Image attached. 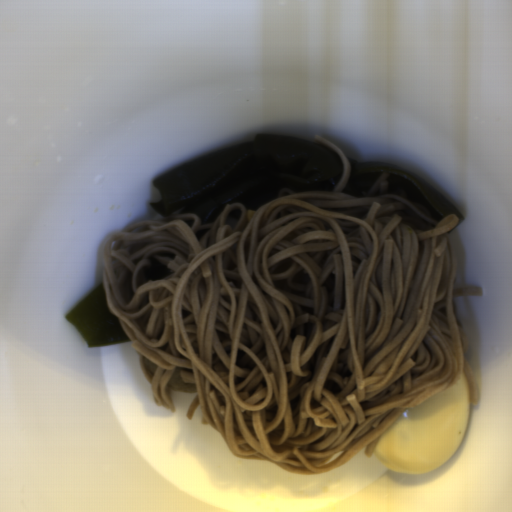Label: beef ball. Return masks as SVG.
I'll list each match as a JSON object with an SVG mask.
<instances>
[{
	"mask_svg": "<svg viewBox=\"0 0 512 512\" xmlns=\"http://www.w3.org/2000/svg\"><path fill=\"white\" fill-rule=\"evenodd\" d=\"M142 358H143L145 369H146L149 377L151 378L156 370L157 365L143 356H142Z\"/></svg>",
	"mask_w": 512,
	"mask_h": 512,
	"instance_id": "2",
	"label": "beef ball"
},
{
	"mask_svg": "<svg viewBox=\"0 0 512 512\" xmlns=\"http://www.w3.org/2000/svg\"><path fill=\"white\" fill-rule=\"evenodd\" d=\"M180 371H184V370H182L181 368L174 370V372L172 373V375L166 385L167 390L198 392L195 382L194 383L185 382Z\"/></svg>",
	"mask_w": 512,
	"mask_h": 512,
	"instance_id": "1",
	"label": "beef ball"
}]
</instances>
